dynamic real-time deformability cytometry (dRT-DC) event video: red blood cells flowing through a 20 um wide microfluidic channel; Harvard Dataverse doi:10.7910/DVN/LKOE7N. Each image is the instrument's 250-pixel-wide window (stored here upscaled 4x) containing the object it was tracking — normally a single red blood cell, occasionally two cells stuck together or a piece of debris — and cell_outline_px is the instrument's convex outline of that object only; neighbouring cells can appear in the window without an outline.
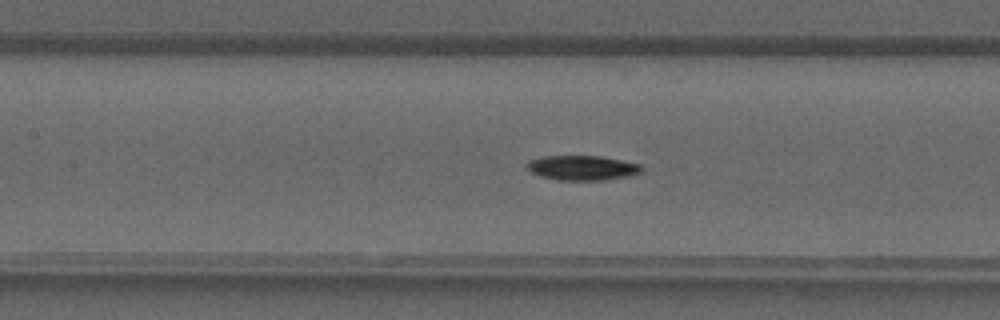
{"species": "common noctule bat (a hibernating species)", "species_latin": "Nyctalus noctula", "temperature_condition": "warm", "stored_images_in_passage": 42, "camera_frame_rate_fps": 3000, "um_per_image_px": 0.085, "animal": {"sex": "male", "forearm_length_mm": 52.5}, "frame": {"image": 1, "passage_image": 19, "time_ms": 6.0, "image_size_px": [1000, 320], "cell_outline_px": [[644, 168], [640, 172], [628, 176], [604, 180], [560, 180], [540, 176], [532, 172], [524, 164], [528, 160], [544, 156], [600, 156], [640, 164]], "centroid_in_image_um": [49.47, 14.26], "position_along_channel_um": 157.9, "area_um2": 16.47}}
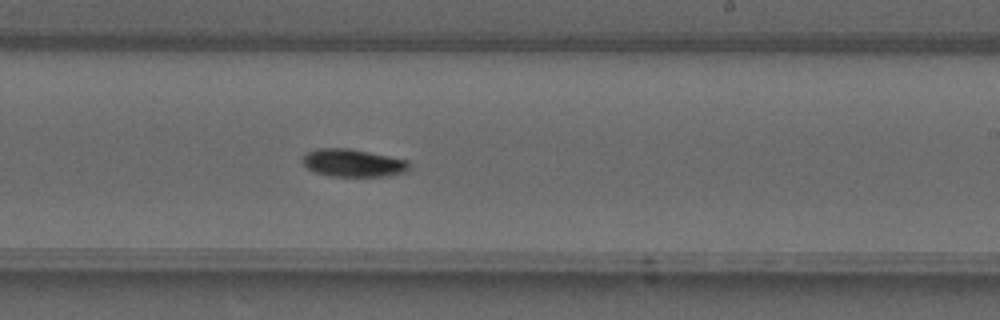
{"frame": {"image": 2, "passage_image": 25, "time_ms": 8.0, "image_size_px": [1000, 320], "cell_outline_px": [[412, 168], [408, 172], [388, 176], [328, 176], [316, 172], [308, 168], [300, 160], [308, 152], [316, 148], [348, 148], [408, 160]], "centroid_in_image_um": [30.05, 13.86], "position_along_channel_um": 259.0, "area_um2": 17.34}}
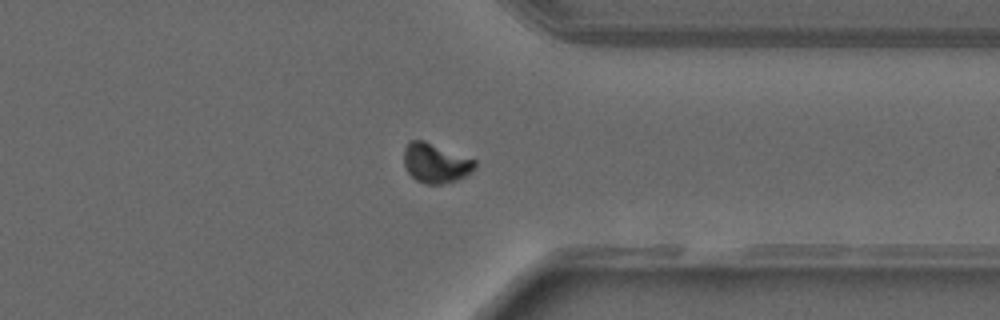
{"frame": {"image": 3, "passage_image": 32, "time_ms": 10.333, "image_size_px": [1000, 320], "cell_outline_px": [[476, 168], [464, 176], [456, 180], [440, 184], [428, 184], [416, 180], [408, 172], [404, 164], [404, 148], [408, 140], [424, 140], [476, 160]], "centroid_in_image_um": [37.01, 13.84], "position_along_channel_um": 374.4, "area_um2": 16.3}}